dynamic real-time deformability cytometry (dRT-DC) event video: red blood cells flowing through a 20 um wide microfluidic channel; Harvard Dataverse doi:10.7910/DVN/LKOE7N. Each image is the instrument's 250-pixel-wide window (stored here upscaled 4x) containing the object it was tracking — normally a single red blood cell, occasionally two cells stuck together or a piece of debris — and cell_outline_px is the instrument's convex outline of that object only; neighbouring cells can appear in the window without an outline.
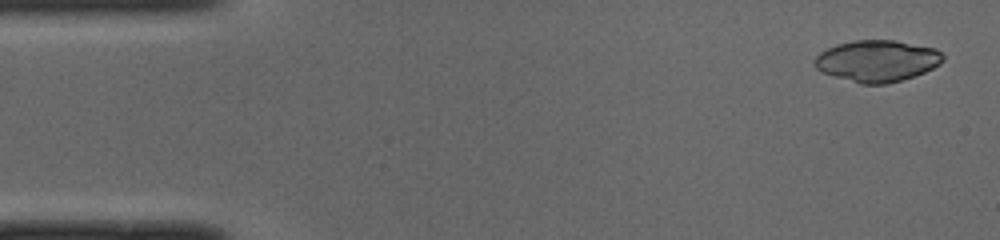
{"species": "common noctule bat (a hibernating species)", "species_latin": "Nyctalus noctula", "temperature_condition": "cold", "stored_images_in_passage": 49, "camera_frame_rate_fps": 3000, "um_per_image_px": 0.085, "animal": {"sex": "male", "body_mass_g": 19.0, "forearm_length_mm": 50.8}, "frame": {"image": 1, "passage_image": 2, "time_ms": 0.333, "image_size_px": [1000, 240], "cell_outline_px": [[944, 60], [940, 64], [924, 72], [900, 80], [884, 84], [860, 84], [824, 72], [816, 68], [816, 56], [820, 52], [836, 44], [856, 40], [896, 40], [936, 48], [944, 56]], "centroid_in_image_um": [74.59, 5.16], "position_along_channel_um": 10.4, "area_um2": 30.75}}